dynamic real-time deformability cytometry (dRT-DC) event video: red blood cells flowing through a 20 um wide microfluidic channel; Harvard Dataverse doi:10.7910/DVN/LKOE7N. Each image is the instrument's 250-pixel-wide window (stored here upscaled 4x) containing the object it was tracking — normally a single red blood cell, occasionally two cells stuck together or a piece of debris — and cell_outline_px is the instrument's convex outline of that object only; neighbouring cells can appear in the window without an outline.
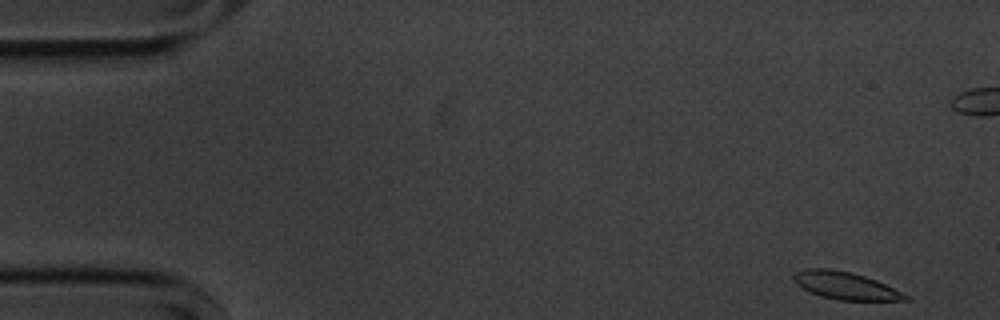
{"species": "common noctule bat (a hibernating species)", "species_latin": "Nyctalus noctula", "temperature_condition": "cold", "stored_images_in_passage": 56, "camera_frame_rate_fps": 3000, "um_per_image_px": 0.085, "animal": {"sex": "male", "body_mass_g": 20.1, "forearm_length_mm": 53.5}, "frame": {"image": 1, "passage_image": 2, "time_ms": 0.333, "image_size_px": [1000, 320], "cell_outline_px": [[912, 300], [840, 300], [820, 296], [796, 284], [792, 280], [792, 272], [804, 268], [828, 268], [852, 272], [876, 280], [908, 296]], "centroid_in_image_um": [71.78, 24.25], "position_along_channel_um": 13.2, "area_um2": 17.8}}
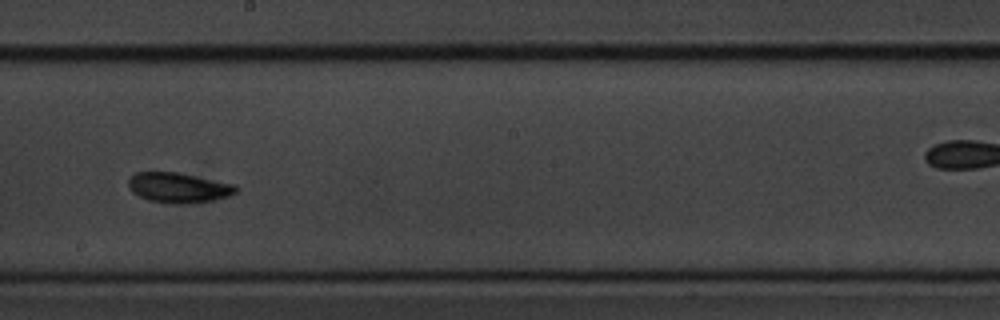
{"frame": {"image": 2, "passage_image": 30, "time_ms": 9.667, "image_size_px": [1000, 320], "cell_outline_px": [[240, 188], [236, 192], [228, 196], [212, 200], [192, 204], [168, 204], [148, 200], [132, 192], [128, 188], [128, 180], [136, 172], [176, 172], [236, 184]], "centroid_in_image_um": [15.19, 15.96], "position_along_channel_um": 233.0, "area_um2": 19.07}}
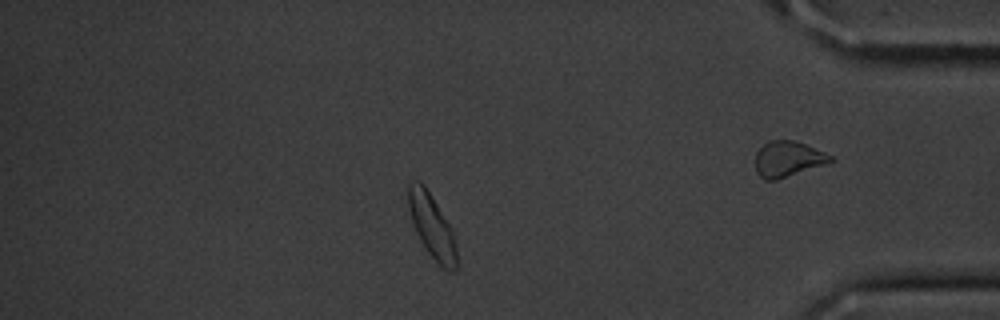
{"frame": {"image": 3, "passage_image": 47, "time_ms": 15.333, "image_size_px": [1000, 320], "cell_outline_px": [[456, 268], [448, 272], [424, 248], [416, 232], [408, 208], [408, 184], [412, 180], [420, 180], [424, 184], [456, 232]], "centroid_in_image_um": [36.73, 19.17], "position_along_channel_um": 398.5, "area_um2": 18.26}, "authors_computed_cell_mechanics": {"area_um2": 18.3226, "velocity_mm_per_s": 3.5575, "shape_relaxation_time_tau1_ms": 2.6983, "shape_relaxation_time_tau2_ms": 2.86, "deformation_change_tau1": 0.1007, "deformation_change_tau2": 0.0696}}